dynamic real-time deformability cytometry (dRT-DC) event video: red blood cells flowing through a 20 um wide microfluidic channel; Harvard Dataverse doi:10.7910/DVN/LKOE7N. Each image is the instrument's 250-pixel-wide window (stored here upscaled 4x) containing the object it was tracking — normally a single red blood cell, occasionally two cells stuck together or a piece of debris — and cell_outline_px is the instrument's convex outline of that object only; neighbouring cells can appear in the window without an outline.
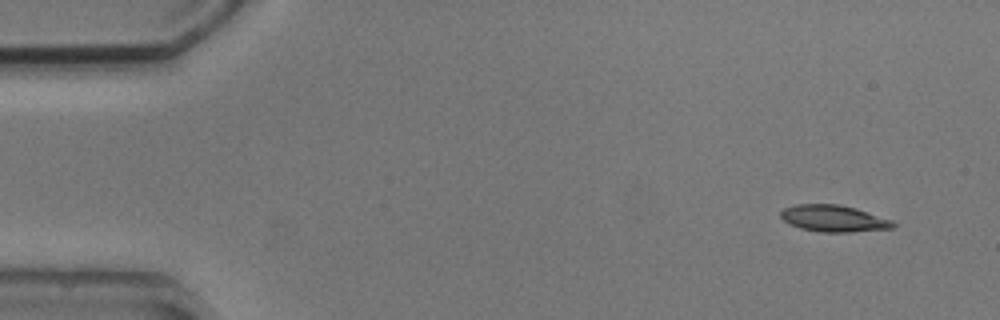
{"species": "common noctule bat (a hibernating species)", "species_latin": "Nyctalus noctula", "temperature_condition": "cold", "stored_images_in_passage": 7, "camera_frame_rate_fps": 3000, "um_per_image_px": 0.085, "animal": {"sex": "male", "body_mass_g": 20.5, "forearm_length_mm": 52.5}, "frame": {"image": 1, "passage_image": 1, "time_ms": 0.0, "image_size_px": [1000, 320], "cell_outline_px": [[896, 224], [892, 228], [848, 232], [820, 232], [800, 228], [788, 224], [780, 216], [780, 212], [784, 208], [796, 204], [840, 204], [856, 208], [892, 220]], "centroid_in_image_um": [70.83, 18.56], "position_along_channel_um": 14.2, "area_um2": 17.46}}
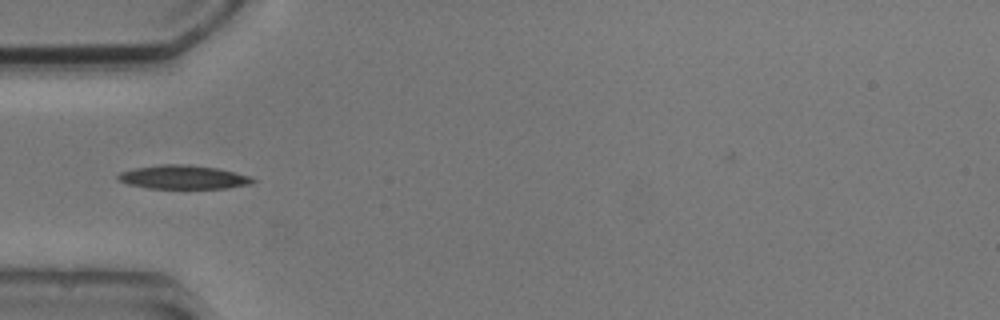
{"frame": {"image": 2, "passage_image": 4, "time_ms": 4.333, "image_size_px": [1000, 320], "cell_outline_px": [[256, 180], [252, 184], [228, 188], [148, 188], [128, 184], [120, 180], [116, 176], [120, 172], [136, 168], [160, 164], [188, 164], [216, 168], [252, 176]], "centroid_in_image_um": [15.62, 15.05], "position_along_channel_um": 69.4, "area_um2": 18.61}}